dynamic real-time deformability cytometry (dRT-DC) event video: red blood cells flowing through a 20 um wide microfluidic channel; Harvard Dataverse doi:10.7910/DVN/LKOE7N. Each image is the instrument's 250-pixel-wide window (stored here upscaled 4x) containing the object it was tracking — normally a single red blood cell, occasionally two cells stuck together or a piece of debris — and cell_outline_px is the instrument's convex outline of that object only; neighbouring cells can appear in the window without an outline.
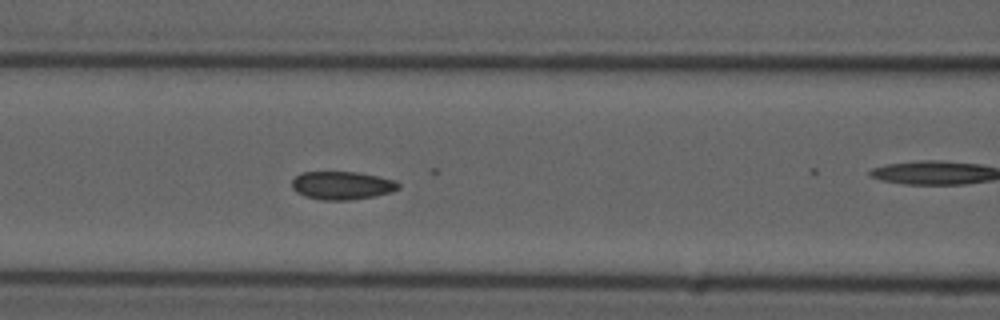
{"species": "common noctule bat (a hibernating species)", "species_latin": "Nyctalus noctula", "temperature_condition": "cold", "stored_images_in_passage": 19, "camera_frame_rate_fps": 3000, "um_per_image_px": 0.085, "animal": {"sex": "male", "forearm_length_mm": 52.5}, "frame": {"image": 1, "passage_image": 10, "time_ms": 3.0, "image_size_px": [1000, 320], "cell_outline_px": [[400, 188], [392, 192], [372, 196], [348, 200], [324, 200], [304, 196], [296, 192], [292, 188], [292, 180], [300, 172], [356, 172], [380, 176], [396, 180], [400, 184]], "centroid_in_image_um": [29.08, 15.75], "position_along_channel_um": 137.5, "area_um2": 17.57}}
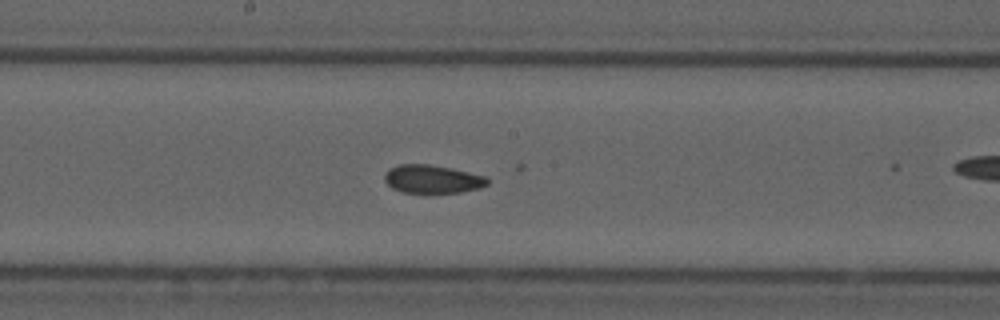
{"frame": {"image": 2, "passage_image": 16, "time_ms": 5.0, "image_size_px": [1000, 320], "cell_outline_px": [[488, 184], [480, 188], [460, 192], [404, 192], [392, 188], [384, 180], [384, 176], [388, 168], [400, 164], [428, 164], [452, 168], [484, 176], [488, 180]], "centroid_in_image_um": [36.73, 15.21], "position_along_channel_um": 211.5, "area_um2": 16.76}}